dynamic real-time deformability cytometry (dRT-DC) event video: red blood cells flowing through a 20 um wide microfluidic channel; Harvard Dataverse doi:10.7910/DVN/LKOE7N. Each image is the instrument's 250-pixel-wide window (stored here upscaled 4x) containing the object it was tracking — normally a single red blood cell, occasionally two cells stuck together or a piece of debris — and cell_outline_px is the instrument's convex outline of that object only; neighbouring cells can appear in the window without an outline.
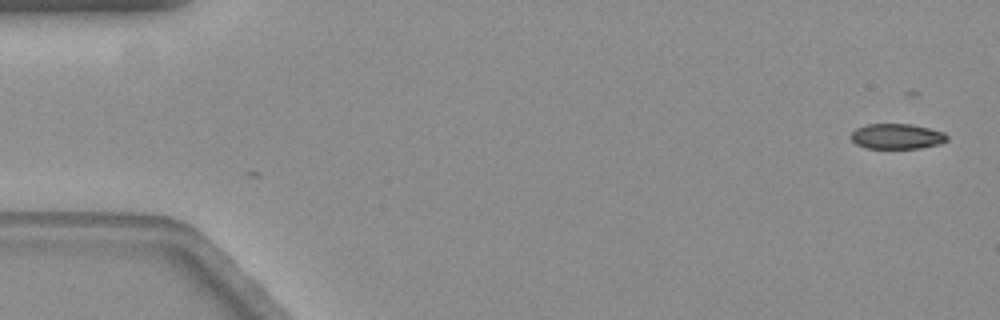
{"species": "common noctule bat (a hibernating species)", "species_latin": "Nyctalus noctula", "temperature_condition": "warm", "stored_images_in_passage": 5, "camera_frame_rate_fps": 3000, "um_per_image_px": 0.085, "animal": {"sex": "female", "body_mass_g": 19.3, "forearm_length_mm": 54.1}, "frame": {"image": 1, "passage_image": 5, "time_ms": 1.333, "image_size_px": [1000, 320], "cell_outline_px": [[948, 140], [940, 144], [920, 148], [864, 148], [856, 144], [852, 140], [852, 132], [856, 128], [868, 124], [912, 124], [944, 132], [948, 136]], "centroid_in_image_um": [76.25, 11.59], "position_along_channel_um": 8.7, "area_um2": 14.16}}